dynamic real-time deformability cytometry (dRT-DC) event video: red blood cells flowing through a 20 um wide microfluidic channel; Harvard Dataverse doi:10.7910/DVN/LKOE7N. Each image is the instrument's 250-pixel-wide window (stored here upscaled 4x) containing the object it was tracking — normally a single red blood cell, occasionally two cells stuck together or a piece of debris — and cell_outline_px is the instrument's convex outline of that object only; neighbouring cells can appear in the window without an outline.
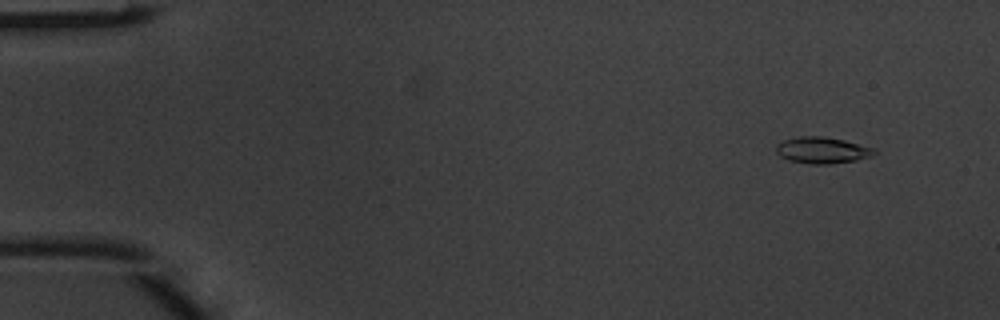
{"species": "common noctule bat (a hibernating species)", "species_latin": "Nyctalus noctula", "temperature_condition": "warm", "stored_images_in_passage": 5, "camera_frame_rate_fps": 3000, "um_per_image_px": 0.085, "animal": {"sex": "male", "body_mass_g": 20.1, "forearm_length_mm": 53.5}, "frame": {"image": 1, "passage_image": 2, "time_ms": 0.333, "image_size_px": [1000, 320], "cell_outline_px": [[876, 152], [872, 156], [856, 160], [828, 164], [808, 164], [788, 160], [780, 156], [776, 152], [776, 144], [784, 140], [800, 136], [824, 136], [844, 140], [876, 148]], "centroid_in_image_um": [69.89, 12.77], "position_along_channel_um": 15.1, "area_um2": 15.2}}
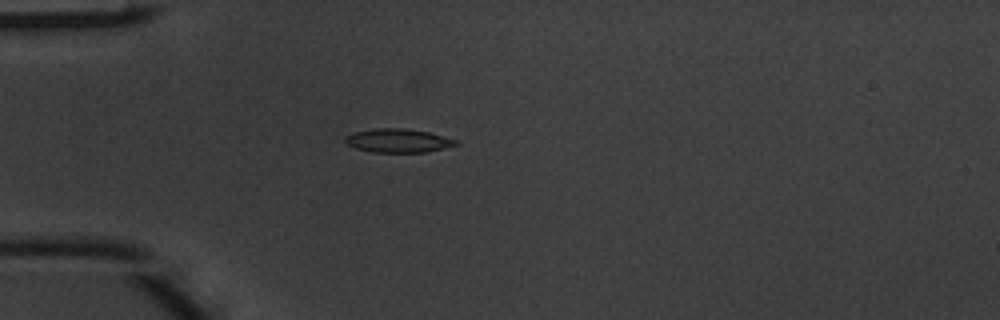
{"frame": {"image": 2, "passage_image": 5, "time_ms": 1.333, "image_size_px": [1000, 320], "cell_outline_px": [[460, 144], [424, 152], [372, 152], [356, 148], [348, 144], [344, 140], [348, 136], [356, 132], [376, 128], [404, 128], [428, 132], [460, 140]], "centroid_in_image_um": [33.9, 11.95], "position_along_channel_um": 51.1, "area_um2": 15.09}}